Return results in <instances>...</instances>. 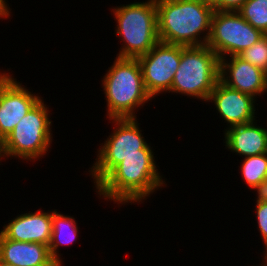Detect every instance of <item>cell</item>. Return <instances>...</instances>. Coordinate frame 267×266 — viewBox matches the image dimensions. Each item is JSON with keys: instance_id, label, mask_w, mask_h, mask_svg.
<instances>
[{"instance_id": "e0dca14e", "label": "cell", "mask_w": 267, "mask_h": 266, "mask_svg": "<svg viewBox=\"0 0 267 266\" xmlns=\"http://www.w3.org/2000/svg\"><path fill=\"white\" fill-rule=\"evenodd\" d=\"M241 173L246 184L260 194L267 181V153L243 159Z\"/></svg>"}, {"instance_id": "8992f818", "label": "cell", "mask_w": 267, "mask_h": 266, "mask_svg": "<svg viewBox=\"0 0 267 266\" xmlns=\"http://www.w3.org/2000/svg\"><path fill=\"white\" fill-rule=\"evenodd\" d=\"M116 129L99 147L95 163L91 167L95 187L127 156L154 155L146 143L137 118H109Z\"/></svg>"}, {"instance_id": "4316f807", "label": "cell", "mask_w": 267, "mask_h": 266, "mask_svg": "<svg viewBox=\"0 0 267 266\" xmlns=\"http://www.w3.org/2000/svg\"><path fill=\"white\" fill-rule=\"evenodd\" d=\"M264 252H265V256H264L265 262H264V265L262 263V265L260 264V266H267V250H265Z\"/></svg>"}, {"instance_id": "d6986e66", "label": "cell", "mask_w": 267, "mask_h": 266, "mask_svg": "<svg viewBox=\"0 0 267 266\" xmlns=\"http://www.w3.org/2000/svg\"><path fill=\"white\" fill-rule=\"evenodd\" d=\"M239 56L267 73V34L261 37L251 47L241 52Z\"/></svg>"}, {"instance_id": "277c9868", "label": "cell", "mask_w": 267, "mask_h": 266, "mask_svg": "<svg viewBox=\"0 0 267 266\" xmlns=\"http://www.w3.org/2000/svg\"><path fill=\"white\" fill-rule=\"evenodd\" d=\"M112 12L118 24L115 32L124 42L117 57L138 58L159 42L155 0L120 5Z\"/></svg>"}, {"instance_id": "9a60e30c", "label": "cell", "mask_w": 267, "mask_h": 266, "mask_svg": "<svg viewBox=\"0 0 267 266\" xmlns=\"http://www.w3.org/2000/svg\"><path fill=\"white\" fill-rule=\"evenodd\" d=\"M0 261L14 266H47L53 259L47 245L14 241L0 233Z\"/></svg>"}, {"instance_id": "603a6c76", "label": "cell", "mask_w": 267, "mask_h": 266, "mask_svg": "<svg viewBox=\"0 0 267 266\" xmlns=\"http://www.w3.org/2000/svg\"><path fill=\"white\" fill-rule=\"evenodd\" d=\"M206 5L212 7L214 10L222 11V0H202Z\"/></svg>"}, {"instance_id": "83f0119b", "label": "cell", "mask_w": 267, "mask_h": 266, "mask_svg": "<svg viewBox=\"0 0 267 266\" xmlns=\"http://www.w3.org/2000/svg\"><path fill=\"white\" fill-rule=\"evenodd\" d=\"M0 266H14V265L0 261Z\"/></svg>"}, {"instance_id": "ac0fdd59", "label": "cell", "mask_w": 267, "mask_h": 266, "mask_svg": "<svg viewBox=\"0 0 267 266\" xmlns=\"http://www.w3.org/2000/svg\"><path fill=\"white\" fill-rule=\"evenodd\" d=\"M237 12L254 28L267 34V0H246Z\"/></svg>"}, {"instance_id": "d4e9b609", "label": "cell", "mask_w": 267, "mask_h": 266, "mask_svg": "<svg viewBox=\"0 0 267 266\" xmlns=\"http://www.w3.org/2000/svg\"><path fill=\"white\" fill-rule=\"evenodd\" d=\"M62 262L53 260L49 265L47 266H62Z\"/></svg>"}, {"instance_id": "7c38bea8", "label": "cell", "mask_w": 267, "mask_h": 266, "mask_svg": "<svg viewBox=\"0 0 267 266\" xmlns=\"http://www.w3.org/2000/svg\"><path fill=\"white\" fill-rule=\"evenodd\" d=\"M212 101L220 116L229 124L228 128L255 120V98L227 87L220 80L209 96L208 102Z\"/></svg>"}, {"instance_id": "3957f363", "label": "cell", "mask_w": 267, "mask_h": 266, "mask_svg": "<svg viewBox=\"0 0 267 266\" xmlns=\"http://www.w3.org/2000/svg\"><path fill=\"white\" fill-rule=\"evenodd\" d=\"M101 81L107 118H136V109L152 99L145 89L137 58L116 57Z\"/></svg>"}, {"instance_id": "4fadbf2b", "label": "cell", "mask_w": 267, "mask_h": 266, "mask_svg": "<svg viewBox=\"0 0 267 266\" xmlns=\"http://www.w3.org/2000/svg\"><path fill=\"white\" fill-rule=\"evenodd\" d=\"M0 233L7 239L35 242L49 246L52 234V211L19 214Z\"/></svg>"}, {"instance_id": "6da1fadb", "label": "cell", "mask_w": 267, "mask_h": 266, "mask_svg": "<svg viewBox=\"0 0 267 266\" xmlns=\"http://www.w3.org/2000/svg\"><path fill=\"white\" fill-rule=\"evenodd\" d=\"M155 1L159 41L184 47L207 44L214 13L212 7L202 0Z\"/></svg>"}, {"instance_id": "52a82bcc", "label": "cell", "mask_w": 267, "mask_h": 266, "mask_svg": "<svg viewBox=\"0 0 267 266\" xmlns=\"http://www.w3.org/2000/svg\"><path fill=\"white\" fill-rule=\"evenodd\" d=\"M48 109L40 99L6 136L7 158L18 157L31 161L45 156L52 142V121Z\"/></svg>"}, {"instance_id": "cb8c5ba5", "label": "cell", "mask_w": 267, "mask_h": 266, "mask_svg": "<svg viewBox=\"0 0 267 266\" xmlns=\"http://www.w3.org/2000/svg\"><path fill=\"white\" fill-rule=\"evenodd\" d=\"M3 157H7L5 152V139L0 135V161Z\"/></svg>"}, {"instance_id": "5b68a950", "label": "cell", "mask_w": 267, "mask_h": 266, "mask_svg": "<svg viewBox=\"0 0 267 266\" xmlns=\"http://www.w3.org/2000/svg\"><path fill=\"white\" fill-rule=\"evenodd\" d=\"M220 59L207 45L181 46V60L170 92L208 101L219 81Z\"/></svg>"}, {"instance_id": "9c48e42d", "label": "cell", "mask_w": 267, "mask_h": 266, "mask_svg": "<svg viewBox=\"0 0 267 266\" xmlns=\"http://www.w3.org/2000/svg\"><path fill=\"white\" fill-rule=\"evenodd\" d=\"M137 59L145 89L153 99L161 92L170 91L181 60V45L159 41L148 53Z\"/></svg>"}, {"instance_id": "7402d4cb", "label": "cell", "mask_w": 267, "mask_h": 266, "mask_svg": "<svg viewBox=\"0 0 267 266\" xmlns=\"http://www.w3.org/2000/svg\"><path fill=\"white\" fill-rule=\"evenodd\" d=\"M6 0H0V19L1 18H8L10 16V8L9 6H7L8 4H6L7 2H5Z\"/></svg>"}, {"instance_id": "484cf974", "label": "cell", "mask_w": 267, "mask_h": 266, "mask_svg": "<svg viewBox=\"0 0 267 266\" xmlns=\"http://www.w3.org/2000/svg\"><path fill=\"white\" fill-rule=\"evenodd\" d=\"M261 194L267 198V181H266L265 187H264L263 191L261 192Z\"/></svg>"}, {"instance_id": "8fae6325", "label": "cell", "mask_w": 267, "mask_h": 266, "mask_svg": "<svg viewBox=\"0 0 267 266\" xmlns=\"http://www.w3.org/2000/svg\"><path fill=\"white\" fill-rule=\"evenodd\" d=\"M220 59L219 80L227 87L254 98L267 92V73L243 60L239 55Z\"/></svg>"}, {"instance_id": "ffe728a7", "label": "cell", "mask_w": 267, "mask_h": 266, "mask_svg": "<svg viewBox=\"0 0 267 266\" xmlns=\"http://www.w3.org/2000/svg\"><path fill=\"white\" fill-rule=\"evenodd\" d=\"M256 203V216L259 226L258 230L260 231V235L264 241V248L267 250V198L261 193L257 194Z\"/></svg>"}, {"instance_id": "ba28073f", "label": "cell", "mask_w": 267, "mask_h": 266, "mask_svg": "<svg viewBox=\"0 0 267 266\" xmlns=\"http://www.w3.org/2000/svg\"><path fill=\"white\" fill-rule=\"evenodd\" d=\"M265 34L254 28L237 11L214 10L207 42L219 57L236 56L251 47Z\"/></svg>"}, {"instance_id": "7a4b0ae2", "label": "cell", "mask_w": 267, "mask_h": 266, "mask_svg": "<svg viewBox=\"0 0 267 266\" xmlns=\"http://www.w3.org/2000/svg\"><path fill=\"white\" fill-rule=\"evenodd\" d=\"M154 159L153 155L125 157L96 186V192L117 204L142 202L165 184Z\"/></svg>"}, {"instance_id": "44dd1931", "label": "cell", "mask_w": 267, "mask_h": 266, "mask_svg": "<svg viewBox=\"0 0 267 266\" xmlns=\"http://www.w3.org/2000/svg\"><path fill=\"white\" fill-rule=\"evenodd\" d=\"M246 0H222V11H238Z\"/></svg>"}, {"instance_id": "5bb4252c", "label": "cell", "mask_w": 267, "mask_h": 266, "mask_svg": "<svg viewBox=\"0 0 267 266\" xmlns=\"http://www.w3.org/2000/svg\"><path fill=\"white\" fill-rule=\"evenodd\" d=\"M254 121L225 129V146L244 157L267 153V129Z\"/></svg>"}, {"instance_id": "2e32d148", "label": "cell", "mask_w": 267, "mask_h": 266, "mask_svg": "<svg viewBox=\"0 0 267 266\" xmlns=\"http://www.w3.org/2000/svg\"><path fill=\"white\" fill-rule=\"evenodd\" d=\"M75 218L52 211V234L49 243V253L53 260L61 261L58 247L69 245L77 238L78 226Z\"/></svg>"}, {"instance_id": "30bf717a", "label": "cell", "mask_w": 267, "mask_h": 266, "mask_svg": "<svg viewBox=\"0 0 267 266\" xmlns=\"http://www.w3.org/2000/svg\"><path fill=\"white\" fill-rule=\"evenodd\" d=\"M41 99L32 94L10 73H0V135L5 139L17 123Z\"/></svg>"}]
</instances>
